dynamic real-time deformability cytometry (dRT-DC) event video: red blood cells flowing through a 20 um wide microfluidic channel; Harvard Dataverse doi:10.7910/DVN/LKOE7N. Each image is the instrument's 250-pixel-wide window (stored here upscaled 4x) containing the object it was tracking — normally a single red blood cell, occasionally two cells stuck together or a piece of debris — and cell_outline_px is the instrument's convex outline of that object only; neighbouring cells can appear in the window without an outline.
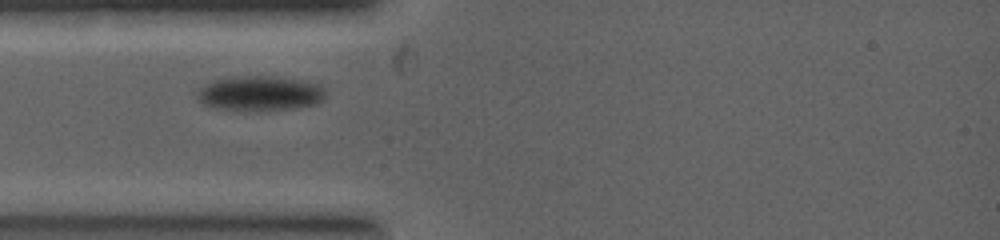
{"species": "common noctule bat (a hibernating species)", "species_latin": "Nyctalus noctula", "temperature_condition": "warm", "stored_images_in_passage": 18, "camera_frame_rate_fps": 5000, "um_per_image_px": 0.085, "animal": {"sex": "female", "body_mass_g": 19.0, "forearm_length_mm": 53.3}, "frame": {"image": 1, "passage_image": 1, "time_ms": 0.0, "image_size_px": [1000, 240], "cell_outline_px": [[324, 96], [320, 100], [312, 104], [284, 108], [216, 108], [204, 104], [200, 100], [200, 88], [212, 80], [232, 76], [276, 76], [316, 84], [324, 92]], "centroid_in_image_um": [22.03, 7.88], "position_along_channel_um": 63.0, "area_um2": 24.45}}
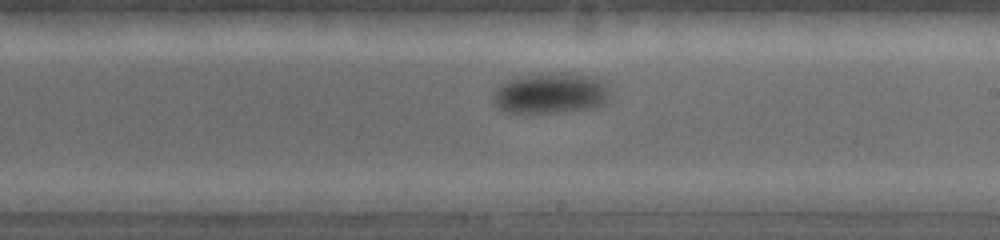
{"frame": {"image": 2, "passage_image": 9, "time_ms": 3.0, "image_size_px": [1000, 240], "cell_outline_px": [[604, 96], [596, 104], [584, 108], [552, 112], [508, 112], [500, 108], [496, 104], [496, 92], [508, 80], [524, 76], [544, 72], [560, 72], [596, 76], [604, 84]], "centroid_in_image_um": [46.74, 7.88], "position_along_channel_um": 242.3, "area_um2": 26.07}}
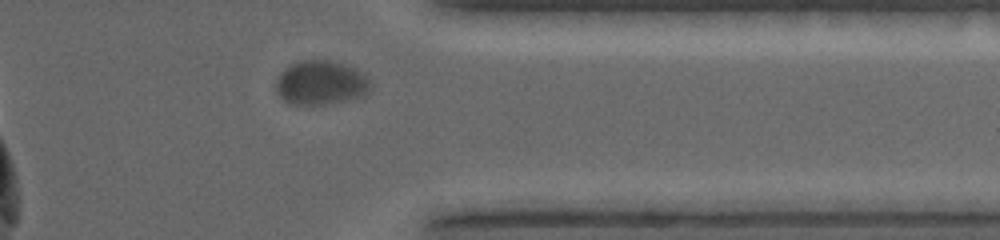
{"frame": {"image": 3, "passage_image": 15, "time_ms": 5.4, "image_size_px": [1000, 240], "cell_outline_px": [[372, 88], [364, 96], [324, 104], [308, 104], [284, 100], [280, 96], [276, 88], [276, 80], [280, 72], [284, 68], [300, 60], [332, 60], [356, 68], [364, 72]], "centroid_in_image_um": [27.31, 7.0], "position_along_channel_um": 384.1, "area_um2": 24.16}}